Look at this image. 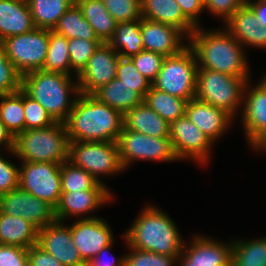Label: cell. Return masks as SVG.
Listing matches in <instances>:
<instances>
[{
	"mask_svg": "<svg viewBox=\"0 0 266 266\" xmlns=\"http://www.w3.org/2000/svg\"><path fill=\"white\" fill-rule=\"evenodd\" d=\"M196 29L188 37L198 68L217 71L229 76L250 77L246 48L225 28Z\"/></svg>",
	"mask_w": 266,
	"mask_h": 266,
	"instance_id": "obj_1",
	"label": "cell"
},
{
	"mask_svg": "<svg viewBox=\"0 0 266 266\" xmlns=\"http://www.w3.org/2000/svg\"><path fill=\"white\" fill-rule=\"evenodd\" d=\"M64 124L69 141L117 142L124 127L122 113L83 94L77 96Z\"/></svg>",
	"mask_w": 266,
	"mask_h": 266,
	"instance_id": "obj_2",
	"label": "cell"
},
{
	"mask_svg": "<svg viewBox=\"0 0 266 266\" xmlns=\"http://www.w3.org/2000/svg\"><path fill=\"white\" fill-rule=\"evenodd\" d=\"M157 206L143 208L133 225L125 230L126 245L138 250L180 256L184 240L174 220Z\"/></svg>",
	"mask_w": 266,
	"mask_h": 266,
	"instance_id": "obj_3",
	"label": "cell"
},
{
	"mask_svg": "<svg viewBox=\"0 0 266 266\" xmlns=\"http://www.w3.org/2000/svg\"><path fill=\"white\" fill-rule=\"evenodd\" d=\"M21 88L39 102L56 122L62 123L67 120L80 95L76 74L65 75L43 69L23 75ZM70 95H74V99Z\"/></svg>",
	"mask_w": 266,
	"mask_h": 266,
	"instance_id": "obj_4",
	"label": "cell"
},
{
	"mask_svg": "<svg viewBox=\"0 0 266 266\" xmlns=\"http://www.w3.org/2000/svg\"><path fill=\"white\" fill-rule=\"evenodd\" d=\"M69 137L65 124L56 122L46 128L29 129L15 137L14 156L21 162H53L69 160Z\"/></svg>",
	"mask_w": 266,
	"mask_h": 266,
	"instance_id": "obj_5",
	"label": "cell"
},
{
	"mask_svg": "<svg viewBox=\"0 0 266 266\" xmlns=\"http://www.w3.org/2000/svg\"><path fill=\"white\" fill-rule=\"evenodd\" d=\"M249 79L198 68L195 98L225 110L234 118L242 110L244 88Z\"/></svg>",
	"mask_w": 266,
	"mask_h": 266,
	"instance_id": "obj_6",
	"label": "cell"
},
{
	"mask_svg": "<svg viewBox=\"0 0 266 266\" xmlns=\"http://www.w3.org/2000/svg\"><path fill=\"white\" fill-rule=\"evenodd\" d=\"M197 70L194 52L187 46L180 53L165 57L152 86L189 101L195 98Z\"/></svg>",
	"mask_w": 266,
	"mask_h": 266,
	"instance_id": "obj_7",
	"label": "cell"
},
{
	"mask_svg": "<svg viewBox=\"0 0 266 266\" xmlns=\"http://www.w3.org/2000/svg\"><path fill=\"white\" fill-rule=\"evenodd\" d=\"M69 161L90 173L99 183L100 175H116L124 171L117 142L70 141Z\"/></svg>",
	"mask_w": 266,
	"mask_h": 266,
	"instance_id": "obj_8",
	"label": "cell"
},
{
	"mask_svg": "<svg viewBox=\"0 0 266 266\" xmlns=\"http://www.w3.org/2000/svg\"><path fill=\"white\" fill-rule=\"evenodd\" d=\"M119 158L124 170L139 160L171 162L178 161L169 137H152L123 127L117 140Z\"/></svg>",
	"mask_w": 266,
	"mask_h": 266,
	"instance_id": "obj_9",
	"label": "cell"
},
{
	"mask_svg": "<svg viewBox=\"0 0 266 266\" xmlns=\"http://www.w3.org/2000/svg\"><path fill=\"white\" fill-rule=\"evenodd\" d=\"M0 44L17 72L23 76L43 68L49 46V29L34 28L8 37Z\"/></svg>",
	"mask_w": 266,
	"mask_h": 266,
	"instance_id": "obj_10",
	"label": "cell"
},
{
	"mask_svg": "<svg viewBox=\"0 0 266 266\" xmlns=\"http://www.w3.org/2000/svg\"><path fill=\"white\" fill-rule=\"evenodd\" d=\"M60 168L53 162H22L19 187L55 209L62 193Z\"/></svg>",
	"mask_w": 266,
	"mask_h": 266,
	"instance_id": "obj_11",
	"label": "cell"
},
{
	"mask_svg": "<svg viewBox=\"0 0 266 266\" xmlns=\"http://www.w3.org/2000/svg\"><path fill=\"white\" fill-rule=\"evenodd\" d=\"M169 139L179 161L190 159L201 165L210 162L209 154L214 143L186 115L170 123Z\"/></svg>",
	"mask_w": 266,
	"mask_h": 266,
	"instance_id": "obj_12",
	"label": "cell"
},
{
	"mask_svg": "<svg viewBox=\"0 0 266 266\" xmlns=\"http://www.w3.org/2000/svg\"><path fill=\"white\" fill-rule=\"evenodd\" d=\"M0 212L23 217L38 230L56 221L55 209L20 187L0 196Z\"/></svg>",
	"mask_w": 266,
	"mask_h": 266,
	"instance_id": "obj_13",
	"label": "cell"
},
{
	"mask_svg": "<svg viewBox=\"0 0 266 266\" xmlns=\"http://www.w3.org/2000/svg\"><path fill=\"white\" fill-rule=\"evenodd\" d=\"M120 55L108 43L100 44L77 76L80 94L93 95L117 76Z\"/></svg>",
	"mask_w": 266,
	"mask_h": 266,
	"instance_id": "obj_14",
	"label": "cell"
},
{
	"mask_svg": "<svg viewBox=\"0 0 266 266\" xmlns=\"http://www.w3.org/2000/svg\"><path fill=\"white\" fill-rule=\"evenodd\" d=\"M192 238L190 245L184 244L177 259L179 266H232V240L219 242L202 234Z\"/></svg>",
	"mask_w": 266,
	"mask_h": 266,
	"instance_id": "obj_15",
	"label": "cell"
},
{
	"mask_svg": "<svg viewBox=\"0 0 266 266\" xmlns=\"http://www.w3.org/2000/svg\"><path fill=\"white\" fill-rule=\"evenodd\" d=\"M245 85L241 123L245 138L253 147L266 134V81L262 78L255 86Z\"/></svg>",
	"mask_w": 266,
	"mask_h": 266,
	"instance_id": "obj_16",
	"label": "cell"
},
{
	"mask_svg": "<svg viewBox=\"0 0 266 266\" xmlns=\"http://www.w3.org/2000/svg\"><path fill=\"white\" fill-rule=\"evenodd\" d=\"M71 234L72 243L85 263L115 240L112 229L100 217L77 219L71 225Z\"/></svg>",
	"mask_w": 266,
	"mask_h": 266,
	"instance_id": "obj_17",
	"label": "cell"
},
{
	"mask_svg": "<svg viewBox=\"0 0 266 266\" xmlns=\"http://www.w3.org/2000/svg\"><path fill=\"white\" fill-rule=\"evenodd\" d=\"M55 221L38 230L37 245L53 255L63 266H86L72 243L71 226Z\"/></svg>",
	"mask_w": 266,
	"mask_h": 266,
	"instance_id": "obj_18",
	"label": "cell"
},
{
	"mask_svg": "<svg viewBox=\"0 0 266 266\" xmlns=\"http://www.w3.org/2000/svg\"><path fill=\"white\" fill-rule=\"evenodd\" d=\"M113 193L110 190H83L62 192L59 203L55 208L57 221L64 222L68 217L79 219H93L96 216H88L86 213L95 212L102 205L111 202ZM75 215V216H74ZM85 215V216H84Z\"/></svg>",
	"mask_w": 266,
	"mask_h": 266,
	"instance_id": "obj_19",
	"label": "cell"
},
{
	"mask_svg": "<svg viewBox=\"0 0 266 266\" xmlns=\"http://www.w3.org/2000/svg\"><path fill=\"white\" fill-rule=\"evenodd\" d=\"M140 32L144 50L160 53L165 57L176 55L188 46V42L184 43L182 40L184 36L188 40L186 35L168 24L141 18Z\"/></svg>",
	"mask_w": 266,
	"mask_h": 266,
	"instance_id": "obj_20",
	"label": "cell"
},
{
	"mask_svg": "<svg viewBox=\"0 0 266 266\" xmlns=\"http://www.w3.org/2000/svg\"><path fill=\"white\" fill-rule=\"evenodd\" d=\"M186 117L206 134L213 143L224 135L234 119L225 110L202 102L197 98L190 99L186 104Z\"/></svg>",
	"mask_w": 266,
	"mask_h": 266,
	"instance_id": "obj_21",
	"label": "cell"
},
{
	"mask_svg": "<svg viewBox=\"0 0 266 266\" xmlns=\"http://www.w3.org/2000/svg\"><path fill=\"white\" fill-rule=\"evenodd\" d=\"M224 25L243 47L266 49V27L259 24L256 13L247 3L226 20Z\"/></svg>",
	"mask_w": 266,
	"mask_h": 266,
	"instance_id": "obj_22",
	"label": "cell"
},
{
	"mask_svg": "<svg viewBox=\"0 0 266 266\" xmlns=\"http://www.w3.org/2000/svg\"><path fill=\"white\" fill-rule=\"evenodd\" d=\"M34 28L28 2L0 0V43L8 37L30 32Z\"/></svg>",
	"mask_w": 266,
	"mask_h": 266,
	"instance_id": "obj_23",
	"label": "cell"
},
{
	"mask_svg": "<svg viewBox=\"0 0 266 266\" xmlns=\"http://www.w3.org/2000/svg\"><path fill=\"white\" fill-rule=\"evenodd\" d=\"M142 18L168 24L188 38L196 27L184 16L176 0H141Z\"/></svg>",
	"mask_w": 266,
	"mask_h": 266,
	"instance_id": "obj_24",
	"label": "cell"
},
{
	"mask_svg": "<svg viewBox=\"0 0 266 266\" xmlns=\"http://www.w3.org/2000/svg\"><path fill=\"white\" fill-rule=\"evenodd\" d=\"M124 128L152 137H169L170 124L145 102L123 115Z\"/></svg>",
	"mask_w": 266,
	"mask_h": 266,
	"instance_id": "obj_25",
	"label": "cell"
},
{
	"mask_svg": "<svg viewBox=\"0 0 266 266\" xmlns=\"http://www.w3.org/2000/svg\"><path fill=\"white\" fill-rule=\"evenodd\" d=\"M38 229L23 217L0 212V244L29 248L37 244Z\"/></svg>",
	"mask_w": 266,
	"mask_h": 266,
	"instance_id": "obj_26",
	"label": "cell"
},
{
	"mask_svg": "<svg viewBox=\"0 0 266 266\" xmlns=\"http://www.w3.org/2000/svg\"><path fill=\"white\" fill-rule=\"evenodd\" d=\"M93 96L123 115L144 102V98L137 91L117 78L102 86Z\"/></svg>",
	"mask_w": 266,
	"mask_h": 266,
	"instance_id": "obj_27",
	"label": "cell"
},
{
	"mask_svg": "<svg viewBox=\"0 0 266 266\" xmlns=\"http://www.w3.org/2000/svg\"><path fill=\"white\" fill-rule=\"evenodd\" d=\"M83 17L94 28L102 43H108L115 32L117 22L107 11L101 0H75Z\"/></svg>",
	"mask_w": 266,
	"mask_h": 266,
	"instance_id": "obj_28",
	"label": "cell"
},
{
	"mask_svg": "<svg viewBox=\"0 0 266 266\" xmlns=\"http://www.w3.org/2000/svg\"><path fill=\"white\" fill-rule=\"evenodd\" d=\"M35 28L53 30L75 0H28Z\"/></svg>",
	"mask_w": 266,
	"mask_h": 266,
	"instance_id": "obj_29",
	"label": "cell"
},
{
	"mask_svg": "<svg viewBox=\"0 0 266 266\" xmlns=\"http://www.w3.org/2000/svg\"><path fill=\"white\" fill-rule=\"evenodd\" d=\"M108 44L121 57H131L144 50L140 32V20L117 23L114 35Z\"/></svg>",
	"mask_w": 266,
	"mask_h": 266,
	"instance_id": "obj_30",
	"label": "cell"
},
{
	"mask_svg": "<svg viewBox=\"0 0 266 266\" xmlns=\"http://www.w3.org/2000/svg\"><path fill=\"white\" fill-rule=\"evenodd\" d=\"M53 31L67 39L81 38L86 40H99L94 28L83 17L76 3L60 17Z\"/></svg>",
	"mask_w": 266,
	"mask_h": 266,
	"instance_id": "obj_31",
	"label": "cell"
},
{
	"mask_svg": "<svg viewBox=\"0 0 266 266\" xmlns=\"http://www.w3.org/2000/svg\"><path fill=\"white\" fill-rule=\"evenodd\" d=\"M144 102L170 124L185 115L188 101L151 86L146 93Z\"/></svg>",
	"mask_w": 266,
	"mask_h": 266,
	"instance_id": "obj_32",
	"label": "cell"
},
{
	"mask_svg": "<svg viewBox=\"0 0 266 266\" xmlns=\"http://www.w3.org/2000/svg\"><path fill=\"white\" fill-rule=\"evenodd\" d=\"M0 120L16 137L25 131L23 89L0 96Z\"/></svg>",
	"mask_w": 266,
	"mask_h": 266,
	"instance_id": "obj_33",
	"label": "cell"
},
{
	"mask_svg": "<svg viewBox=\"0 0 266 266\" xmlns=\"http://www.w3.org/2000/svg\"><path fill=\"white\" fill-rule=\"evenodd\" d=\"M232 266H266V237L232 241Z\"/></svg>",
	"mask_w": 266,
	"mask_h": 266,
	"instance_id": "obj_34",
	"label": "cell"
},
{
	"mask_svg": "<svg viewBox=\"0 0 266 266\" xmlns=\"http://www.w3.org/2000/svg\"><path fill=\"white\" fill-rule=\"evenodd\" d=\"M62 192L83 190H109L107 185L99 183L90 173L75 166L69 160L61 164Z\"/></svg>",
	"mask_w": 266,
	"mask_h": 266,
	"instance_id": "obj_35",
	"label": "cell"
},
{
	"mask_svg": "<svg viewBox=\"0 0 266 266\" xmlns=\"http://www.w3.org/2000/svg\"><path fill=\"white\" fill-rule=\"evenodd\" d=\"M43 70L72 75L68 39L49 29V46Z\"/></svg>",
	"mask_w": 266,
	"mask_h": 266,
	"instance_id": "obj_36",
	"label": "cell"
},
{
	"mask_svg": "<svg viewBox=\"0 0 266 266\" xmlns=\"http://www.w3.org/2000/svg\"><path fill=\"white\" fill-rule=\"evenodd\" d=\"M100 44H102L100 40L68 39L71 72H75L78 76L87 66L89 58Z\"/></svg>",
	"mask_w": 266,
	"mask_h": 266,
	"instance_id": "obj_37",
	"label": "cell"
},
{
	"mask_svg": "<svg viewBox=\"0 0 266 266\" xmlns=\"http://www.w3.org/2000/svg\"><path fill=\"white\" fill-rule=\"evenodd\" d=\"M116 78L132 87L143 98L152 86V83L138 71L130 57L120 56Z\"/></svg>",
	"mask_w": 266,
	"mask_h": 266,
	"instance_id": "obj_38",
	"label": "cell"
},
{
	"mask_svg": "<svg viewBox=\"0 0 266 266\" xmlns=\"http://www.w3.org/2000/svg\"><path fill=\"white\" fill-rule=\"evenodd\" d=\"M25 130L46 128L56 123L51 115L35 99L23 90Z\"/></svg>",
	"mask_w": 266,
	"mask_h": 266,
	"instance_id": "obj_39",
	"label": "cell"
},
{
	"mask_svg": "<svg viewBox=\"0 0 266 266\" xmlns=\"http://www.w3.org/2000/svg\"><path fill=\"white\" fill-rule=\"evenodd\" d=\"M129 251L124 255V266H174L179 256H169L154 252L142 251L127 246Z\"/></svg>",
	"mask_w": 266,
	"mask_h": 266,
	"instance_id": "obj_40",
	"label": "cell"
},
{
	"mask_svg": "<svg viewBox=\"0 0 266 266\" xmlns=\"http://www.w3.org/2000/svg\"><path fill=\"white\" fill-rule=\"evenodd\" d=\"M117 23L140 20L141 0H101Z\"/></svg>",
	"mask_w": 266,
	"mask_h": 266,
	"instance_id": "obj_41",
	"label": "cell"
},
{
	"mask_svg": "<svg viewBox=\"0 0 266 266\" xmlns=\"http://www.w3.org/2000/svg\"><path fill=\"white\" fill-rule=\"evenodd\" d=\"M22 76L17 72L0 44V96L14 93L21 88Z\"/></svg>",
	"mask_w": 266,
	"mask_h": 266,
	"instance_id": "obj_42",
	"label": "cell"
},
{
	"mask_svg": "<svg viewBox=\"0 0 266 266\" xmlns=\"http://www.w3.org/2000/svg\"><path fill=\"white\" fill-rule=\"evenodd\" d=\"M130 58L138 71L153 83L162 67L165 56L160 53L143 50Z\"/></svg>",
	"mask_w": 266,
	"mask_h": 266,
	"instance_id": "obj_43",
	"label": "cell"
},
{
	"mask_svg": "<svg viewBox=\"0 0 266 266\" xmlns=\"http://www.w3.org/2000/svg\"><path fill=\"white\" fill-rule=\"evenodd\" d=\"M0 150V196L19 187V167L7 160Z\"/></svg>",
	"mask_w": 266,
	"mask_h": 266,
	"instance_id": "obj_44",
	"label": "cell"
},
{
	"mask_svg": "<svg viewBox=\"0 0 266 266\" xmlns=\"http://www.w3.org/2000/svg\"><path fill=\"white\" fill-rule=\"evenodd\" d=\"M245 3L246 0H204V10L225 22Z\"/></svg>",
	"mask_w": 266,
	"mask_h": 266,
	"instance_id": "obj_45",
	"label": "cell"
},
{
	"mask_svg": "<svg viewBox=\"0 0 266 266\" xmlns=\"http://www.w3.org/2000/svg\"><path fill=\"white\" fill-rule=\"evenodd\" d=\"M27 248L0 244V266H28Z\"/></svg>",
	"mask_w": 266,
	"mask_h": 266,
	"instance_id": "obj_46",
	"label": "cell"
},
{
	"mask_svg": "<svg viewBox=\"0 0 266 266\" xmlns=\"http://www.w3.org/2000/svg\"><path fill=\"white\" fill-rule=\"evenodd\" d=\"M28 266H63L53 255L37 244L28 248Z\"/></svg>",
	"mask_w": 266,
	"mask_h": 266,
	"instance_id": "obj_47",
	"label": "cell"
},
{
	"mask_svg": "<svg viewBox=\"0 0 266 266\" xmlns=\"http://www.w3.org/2000/svg\"><path fill=\"white\" fill-rule=\"evenodd\" d=\"M184 16L195 26L200 27L199 18L204 12V0H176Z\"/></svg>",
	"mask_w": 266,
	"mask_h": 266,
	"instance_id": "obj_48",
	"label": "cell"
},
{
	"mask_svg": "<svg viewBox=\"0 0 266 266\" xmlns=\"http://www.w3.org/2000/svg\"><path fill=\"white\" fill-rule=\"evenodd\" d=\"M113 244L114 241L108 246H105L94 258H92L86 263V266H124L125 263L124 255H122V257L117 258V260L114 257H112L111 260H107L108 256L106 257V255L110 254L109 251L110 249H112L111 247L113 246Z\"/></svg>",
	"mask_w": 266,
	"mask_h": 266,
	"instance_id": "obj_49",
	"label": "cell"
},
{
	"mask_svg": "<svg viewBox=\"0 0 266 266\" xmlns=\"http://www.w3.org/2000/svg\"><path fill=\"white\" fill-rule=\"evenodd\" d=\"M1 146L4 147L3 150L5 149L14 155L15 137L0 120V148Z\"/></svg>",
	"mask_w": 266,
	"mask_h": 266,
	"instance_id": "obj_50",
	"label": "cell"
},
{
	"mask_svg": "<svg viewBox=\"0 0 266 266\" xmlns=\"http://www.w3.org/2000/svg\"><path fill=\"white\" fill-rule=\"evenodd\" d=\"M246 3L256 13L259 24L266 27V0H246Z\"/></svg>",
	"mask_w": 266,
	"mask_h": 266,
	"instance_id": "obj_51",
	"label": "cell"
},
{
	"mask_svg": "<svg viewBox=\"0 0 266 266\" xmlns=\"http://www.w3.org/2000/svg\"><path fill=\"white\" fill-rule=\"evenodd\" d=\"M256 151H266V134L252 147Z\"/></svg>",
	"mask_w": 266,
	"mask_h": 266,
	"instance_id": "obj_52",
	"label": "cell"
}]
</instances>
